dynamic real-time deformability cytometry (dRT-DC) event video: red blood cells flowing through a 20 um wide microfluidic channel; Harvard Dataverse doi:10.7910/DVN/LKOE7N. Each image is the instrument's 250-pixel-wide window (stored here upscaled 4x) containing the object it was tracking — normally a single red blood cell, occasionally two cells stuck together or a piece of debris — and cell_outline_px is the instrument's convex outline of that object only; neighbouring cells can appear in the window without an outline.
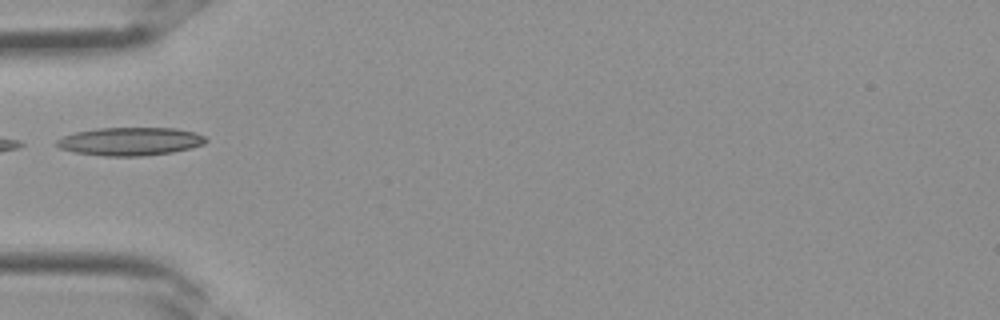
{"species": "Egyptian fruit bat (a non-hibernating species)", "species_latin": "Rousettus aegyptiacus", "temperature_condition": "room temperature", "stored_images_in_passage": 3, "camera_frame_rate_fps": 3000, "um_per_image_px": 0.085, "frame": {"image": 1, "passage_image": 3, "time_ms": 0.667, "image_size_px": [1000, 320], "cell_outline_px": [[208, 140], [204, 144], [172, 152], [144, 156], [104, 156], [72, 152], [60, 148], [56, 144], [56, 140], [64, 136], [76, 132], [96, 128], [176, 128], [196, 132], [204, 136]], "centroid_in_image_um": [11.06, 12.02], "position_along_channel_um": 73.9, "area_um2": 24.51}}